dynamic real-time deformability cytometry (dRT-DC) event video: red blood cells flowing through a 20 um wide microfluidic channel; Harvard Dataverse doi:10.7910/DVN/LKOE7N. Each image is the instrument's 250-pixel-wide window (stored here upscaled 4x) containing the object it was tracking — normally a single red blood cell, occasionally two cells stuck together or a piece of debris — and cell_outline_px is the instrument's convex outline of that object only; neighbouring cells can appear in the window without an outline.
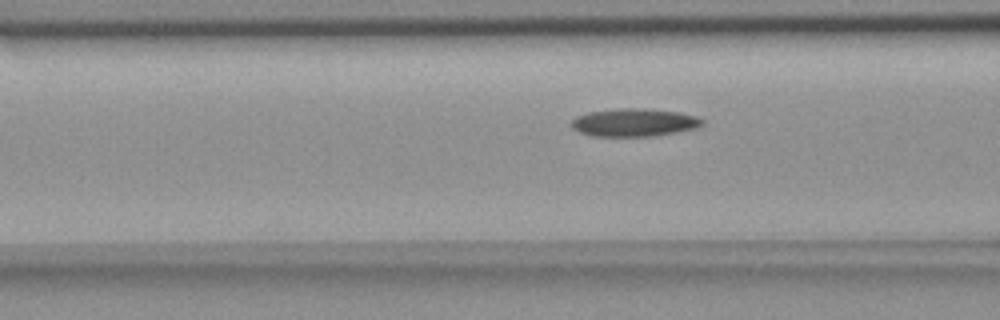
{"species": "common noctule bat (a hibernating species)", "species_latin": "Nyctalus noctula", "temperature_condition": "room temperature", "stored_images_in_passage": 37, "camera_frame_rate_fps": 3000, "um_per_image_px": 0.085, "animal": {"sex": "female", "body_mass_g": 18.4}, "frame": {"image": 1, "passage_image": 14, "time_ms": 4.333, "image_size_px": [1000, 320], "cell_outline_px": [[704, 124], [696, 128], [676, 132], [652, 136], [592, 136], [580, 132], [572, 128], [572, 120], [576, 116], [588, 112], [616, 108], [648, 108], [676, 112], [696, 116], [704, 120]], "centroid_in_image_um": [53.9, 10.4], "position_along_channel_um": 112.7, "area_um2": 21.33}}
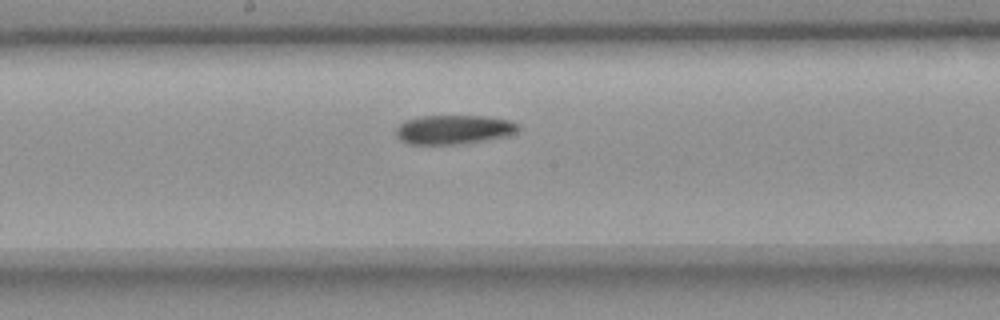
{"frame": {"image": 2, "passage_image": 22, "time_ms": 7.0, "image_size_px": [1000, 320], "cell_outline_px": [[520, 132], [504, 136], [464, 144], [408, 144], [400, 140], [396, 136], [396, 128], [404, 120], [420, 116], [484, 116], [508, 120], [520, 124]], "centroid_in_image_um": [38.57, 11.01], "position_along_channel_um": 209.6, "area_um2": 20.92}}
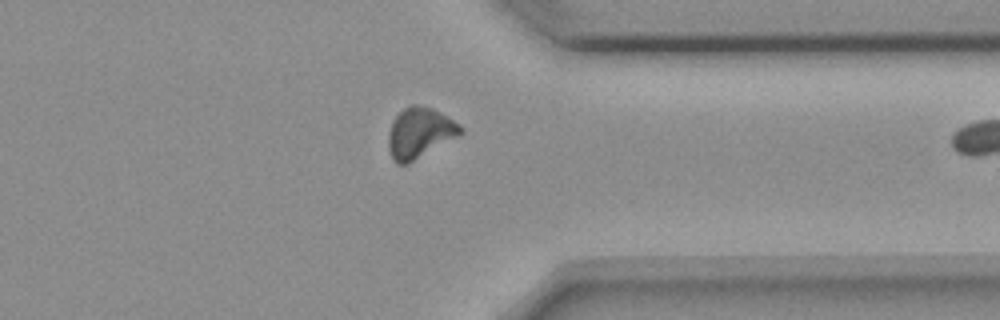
{"frame": {"image": 3, "passage_image": 36, "time_ms": 11.667, "image_size_px": [1000, 320], "cell_outline_px": [[464, 132], [460, 136], [408, 164], [396, 164], [392, 160], [388, 148], [388, 136], [392, 120], [408, 104], [416, 104], [432, 108], [440, 112], [460, 124], [464, 128]], "centroid_in_image_um": [35.69, 11.3], "position_along_channel_um": 375.7, "area_um2": 21.62}}